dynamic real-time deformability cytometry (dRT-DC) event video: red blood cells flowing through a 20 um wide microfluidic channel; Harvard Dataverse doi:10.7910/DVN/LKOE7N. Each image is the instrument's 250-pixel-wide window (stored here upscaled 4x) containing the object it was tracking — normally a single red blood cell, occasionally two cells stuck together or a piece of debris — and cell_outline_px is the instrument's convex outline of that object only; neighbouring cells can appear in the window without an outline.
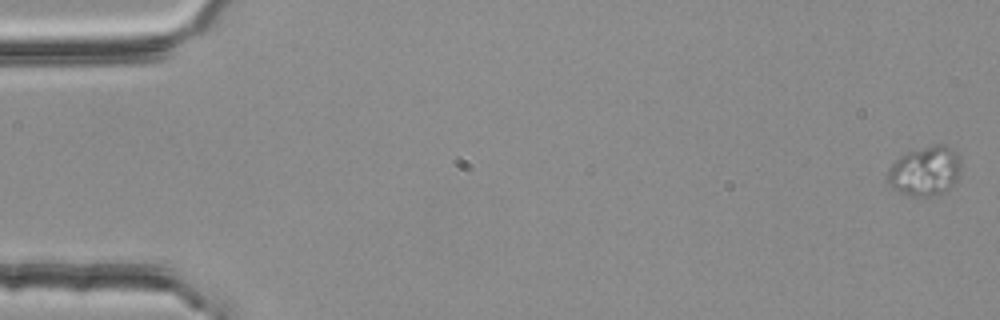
{"species": "common noctule bat (a hibernating species)", "species_latin": "Nyctalus noctula", "temperature_condition": "room temperature", "stored_images_in_passage": 6, "camera_frame_rate_fps": 3000, "um_per_image_px": 0.085, "animal": {"sex": "female", "body_mass_g": 25.1}, "frame": {"image": 1, "passage_image": 1, "time_ms": 0.0, "image_size_px": [1000, 320], "cell_outline_px": [[960, 172], [956, 184], [952, 188], [936, 196], [908, 196], [900, 192], [888, 184], [884, 180], [888, 168], [900, 156], [908, 152], [936, 144], [944, 144], [952, 148], [960, 156]], "centroid_in_image_um": [78.64, 14.56], "position_along_channel_um": 6.4, "area_um2": 21.68}}